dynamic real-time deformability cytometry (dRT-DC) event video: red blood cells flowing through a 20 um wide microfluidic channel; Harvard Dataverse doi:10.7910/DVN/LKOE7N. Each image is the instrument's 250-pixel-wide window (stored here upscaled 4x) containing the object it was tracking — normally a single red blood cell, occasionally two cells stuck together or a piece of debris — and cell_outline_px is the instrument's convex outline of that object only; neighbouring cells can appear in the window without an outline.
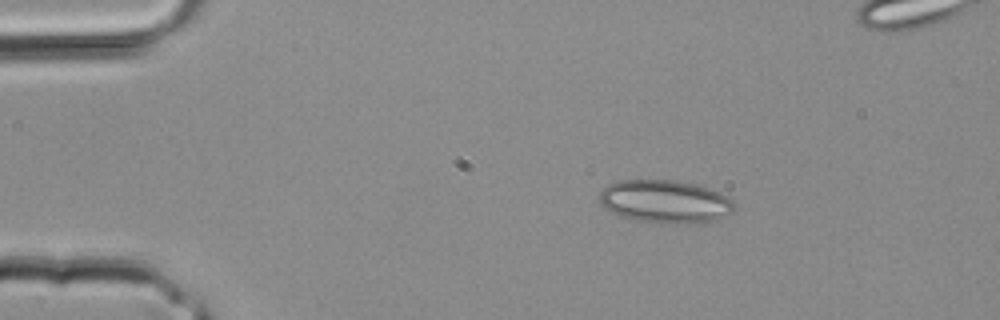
{"species": "common noctule bat (a hibernating species)", "species_latin": "Nyctalus noctula", "temperature_condition": "room temperature", "stored_images_in_passage": 3, "camera_frame_rate_fps": 3000, "um_per_image_px": 0.085, "animal": {"sex": "male", "body_mass_g": 20.4}, "frame": {"image": 1, "passage_image": 1, "time_ms": 0.0, "image_size_px": [1000, 320], "cell_outline_px": [[736, 204], [732, 212], [716, 220], [704, 224], [660, 224], [632, 220], [620, 216], [612, 212], [600, 204], [600, 192], [608, 184], [620, 180], [676, 180], [708, 188], [720, 192], [728, 196]], "centroid_in_image_um": [56.56, 17.16], "position_along_channel_um": 28.4, "area_um2": 34.39}}